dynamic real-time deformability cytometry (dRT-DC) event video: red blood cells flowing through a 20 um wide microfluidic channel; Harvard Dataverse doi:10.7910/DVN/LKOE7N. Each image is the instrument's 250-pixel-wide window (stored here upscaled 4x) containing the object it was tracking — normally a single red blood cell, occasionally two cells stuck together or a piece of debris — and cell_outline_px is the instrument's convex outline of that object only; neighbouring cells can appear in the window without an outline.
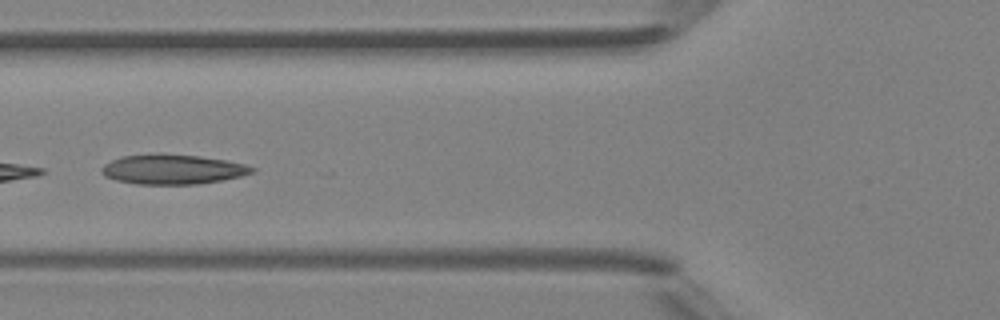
{"species": "Egyptian fruit bat (a non-hibernating species)", "species_latin": "Rousettus aegyptiacus", "temperature_condition": "room temperature", "stored_images_in_passage": 5, "camera_frame_rate_fps": 3000, "um_per_image_px": 0.085, "animal": {"sex": "female"}, "frame": {"image": 1, "passage_image": 5, "time_ms": 4.667, "image_size_px": [1000, 320], "cell_outline_px": [[256, 172], [240, 176], [200, 184], [136, 184], [116, 180], [104, 176], [100, 172], [100, 168], [104, 164], [112, 160], [124, 156], [160, 152], [200, 156], [228, 160], [244, 164], [256, 168]], "centroid_in_image_um": [14.66, 14.38], "position_along_channel_um": 111.1, "area_um2": 26.47}}